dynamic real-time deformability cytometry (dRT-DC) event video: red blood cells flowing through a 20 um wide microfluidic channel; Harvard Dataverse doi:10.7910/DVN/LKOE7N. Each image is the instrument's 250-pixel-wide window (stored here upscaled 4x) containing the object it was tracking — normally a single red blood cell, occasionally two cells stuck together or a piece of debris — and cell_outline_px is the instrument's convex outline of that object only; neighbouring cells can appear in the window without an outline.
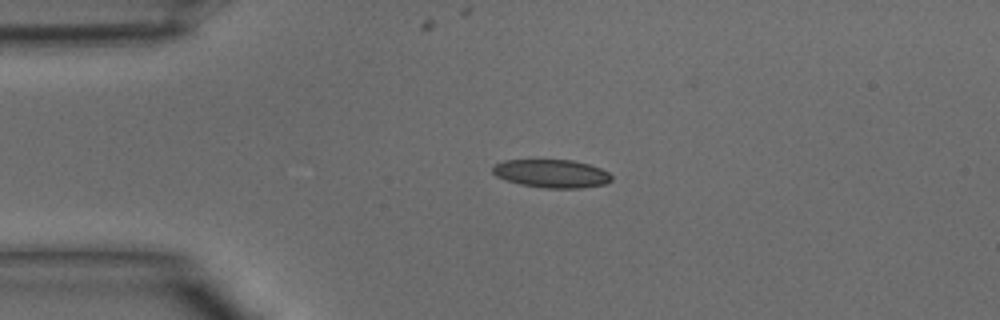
{"species": "common noctule bat (a hibernating species)", "species_latin": "Nyctalus noctula", "temperature_condition": "warm", "stored_images_in_passage": 32, "camera_frame_rate_fps": 3000, "um_per_image_px": 0.085, "animal": {"sex": "male", "body_mass_g": 15.6}, "frame": {"image": 1, "passage_image": 1, "time_ms": 0.0, "image_size_px": [1000, 320], "cell_outline_px": [[612, 180], [604, 184], [580, 188], [544, 188], [520, 184], [496, 176], [492, 172], [492, 168], [496, 164], [504, 160], [572, 160], [588, 164], [600, 168], [608, 172], [612, 176]], "centroid_in_image_um": [46.89, 14.75], "position_along_channel_um": 38.1, "area_um2": 19.42}}
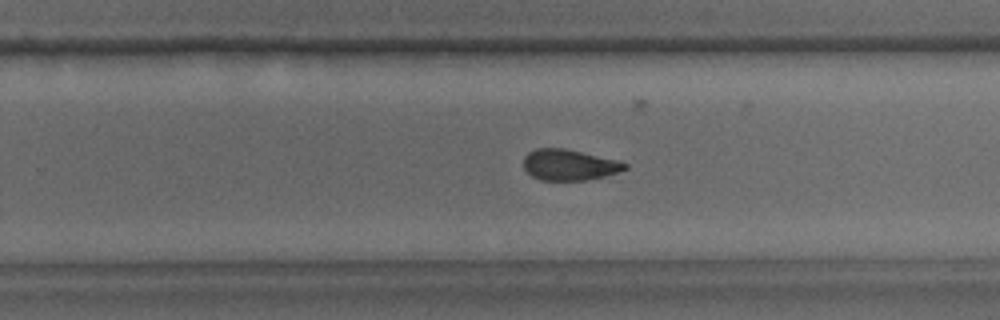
{"frame": {"image": 2, "passage_image": 17, "time_ms": 5.333, "image_size_px": [1000, 320], "cell_outline_px": [[628, 168], [616, 172], [584, 180], [540, 180], [532, 176], [524, 168], [524, 156], [528, 152], [536, 148], [564, 148], [620, 160], [628, 164]], "centroid_in_image_um": [48.37, 13.99], "position_along_channel_um": 281.4, "area_um2": 18.15}}
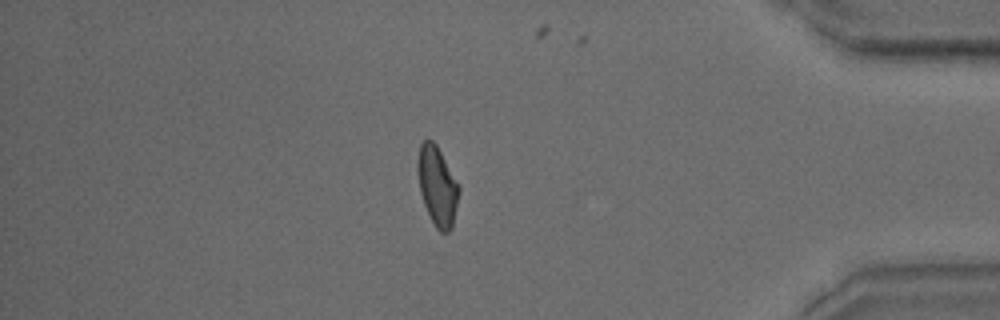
{"frame": {"image": 3, "passage_image": 26, "time_ms": 8.333, "image_size_px": [1000, 320], "cell_outline_px": [[460, 192], [452, 228], [448, 232], [440, 232], [436, 228], [424, 204], [420, 192], [416, 168], [416, 164], [420, 144], [424, 140], [432, 140], [436, 144], [460, 184]], "centroid_in_image_um": [37.18, 15.79], "position_along_channel_um": 398.0, "area_um2": 19.31}}